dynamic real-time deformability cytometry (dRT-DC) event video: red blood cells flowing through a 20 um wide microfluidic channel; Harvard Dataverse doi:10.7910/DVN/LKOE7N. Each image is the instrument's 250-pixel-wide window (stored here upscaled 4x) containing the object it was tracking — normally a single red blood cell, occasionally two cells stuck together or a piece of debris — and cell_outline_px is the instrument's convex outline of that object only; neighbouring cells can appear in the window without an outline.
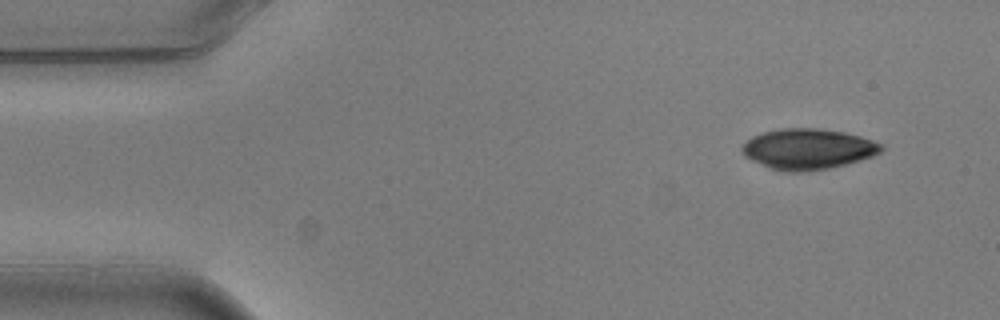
{"species": "common noctule bat (a hibernating species)", "species_latin": "Nyctalus noctula", "temperature_condition": "warm", "stored_images_in_passage": 5, "camera_frame_rate_fps": 3000, "um_per_image_px": 0.085, "animal": {"sex": "male", "body_mass_g": 20.5, "forearm_length_mm": 52.5}, "frame": {"image": 1, "passage_image": 1, "time_ms": 0.0, "image_size_px": [1000, 320], "cell_outline_px": [[884, 148], [880, 152], [872, 156], [860, 160], [828, 168], [808, 172], [784, 172], [768, 168], [744, 156], [740, 148], [752, 136], [764, 132], [780, 128], [816, 128], [844, 132], [860, 136], [884, 144]], "centroid_in_image_um": [68.66, 12.67], "position_along_channel_um": 16.3, "area_um2": 33.06}}